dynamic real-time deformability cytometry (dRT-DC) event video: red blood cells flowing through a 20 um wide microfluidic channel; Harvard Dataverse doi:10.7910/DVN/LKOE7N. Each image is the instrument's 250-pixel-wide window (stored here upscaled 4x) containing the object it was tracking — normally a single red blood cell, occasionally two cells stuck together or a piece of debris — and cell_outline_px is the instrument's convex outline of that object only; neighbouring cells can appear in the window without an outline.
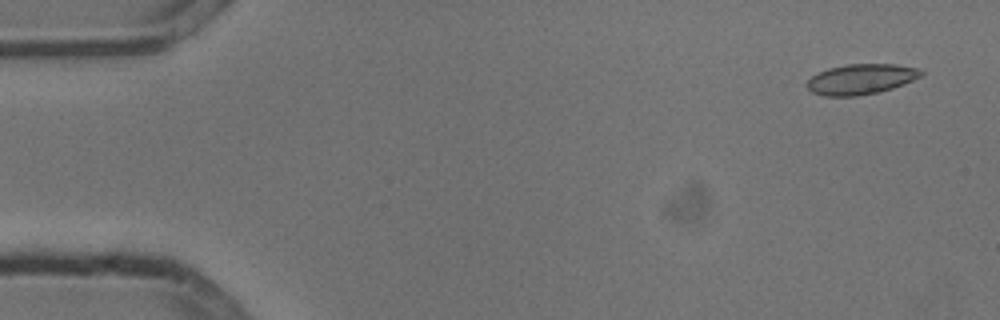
{"species": "common noctule bat (a hibernating species)", "species_latin": "Nyctalus noctula", "temperature_condition": "cold", "stored_images_in_passage": 9, "camera_frame_rate_fps": 3000, "um_per_image_px": 0.085, "animal": {"sex": "male", "body_mass_g": 13.3}, "frame": {"image": 1, "passage_image": 1, "time_ms": 0.0, "image_size_px": [1000, 320], "cell_outline_px": [[924, 72], [920, 76], [904, 84], [892, 88], [876, 92], [856, 96], [824, 96], [812, 92], [804, 84], [812, 76], [828, 68], [848, 64], [896, 64], [920, 68]], "centroid_in_image_um": [73.18, 6.72], "position_along_channel_um": 11.8, "area_um2": 20.11}}
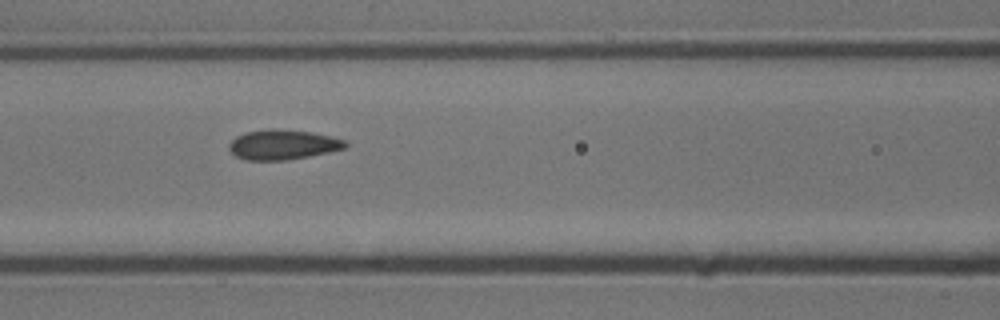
{"frame": {"image": 2, "passage_image": 7, "time_ms": 2.0, "image_size_px": [1000, 320], "cell_outline_px": [[348, 148], [288, 160], [248, 160], [236, 156], [228, 148], [228, 144], [236, 136], [244, 132], [312, 132], [332, 136], [344, 140], [348, 144]], "centroid_in_image_um": [24.08, 12.34], "position_along_channel_um": 142.5, "area_um2": 19.36}}
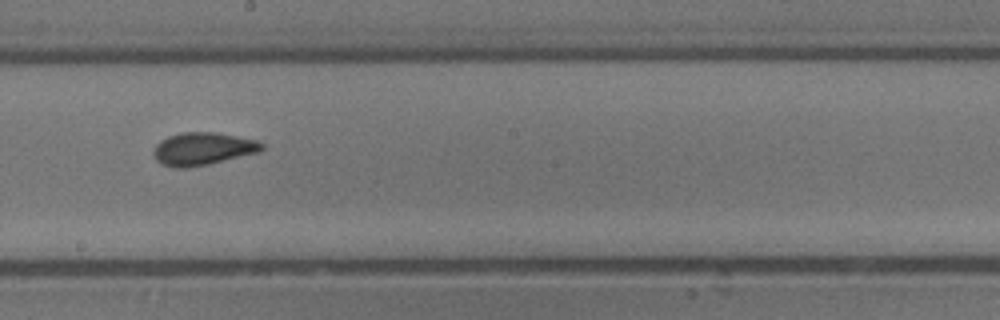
{"frame": {"image": 3, "passage_image": 9, "time_ms": 2.667, "image_size_px": [1000, 320], "cell_outline_px": [[264, 148], [260, 152], [208, 164], [184, 168], [172, 168], [160, 164], [156, 160], [152, 152], [156, 144], [160, 140], [168, 136], [180, 132], [216, 132], [256, 140], [264, 144]], "centroid_in_image_um": [17.2, 12.65], "position_along_channel_um": 231.0, "area_um2": 20.81}}